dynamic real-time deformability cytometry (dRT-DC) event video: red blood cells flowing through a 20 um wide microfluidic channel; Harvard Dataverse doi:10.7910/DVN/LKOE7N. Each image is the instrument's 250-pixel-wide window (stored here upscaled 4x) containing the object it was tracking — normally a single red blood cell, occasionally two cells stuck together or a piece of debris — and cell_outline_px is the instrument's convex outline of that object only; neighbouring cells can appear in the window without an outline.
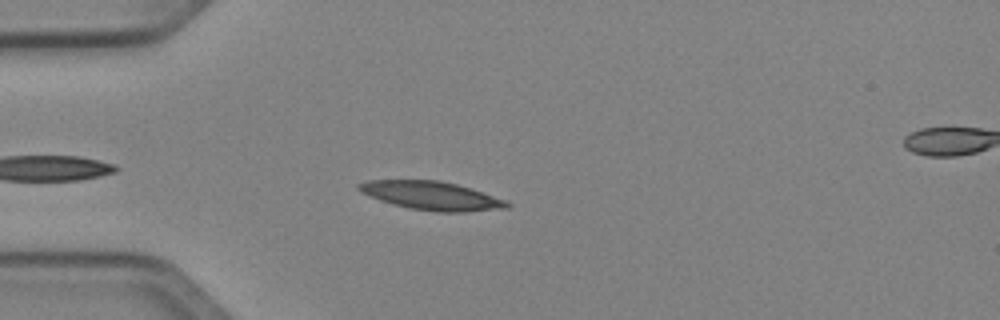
{"species": "Egyptian fruit bat (a non-hibernating species)", "species_latin": "Rousettus aegyptiacus", "temperature_condition": "cold", "stored_images_in_passage": 38, "camera_frame_rate_fps": 3000, "um_per_image_px": 0.085, "animal": {"sex": "female"}, "frame": {"image": 1, "passage_image": 4, "time_ms": 1.0, "image_size_px": [1000, 320], "cell_outline_px": [[512, 204], [508, 208], [464, 212], [436, 212], [412, 208], [380, 200], [360, 192], [356, 188], [356, 184], [368, 180], [440, 180], [456, 184], [504, 200]], "centroid_in_image_um": [36.64, 16.63], "position_along_channel_um": 48.4, "area_um2": 24.28}}
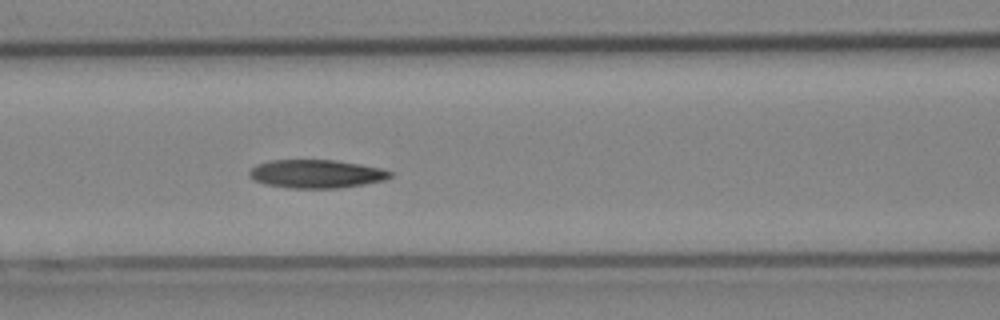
{"frame": {"image": 2, "passage_image": 12, "time_ms": 3.667, "image_size_px": [1000, 320], "cell_outline_px": [[392, 176], [384, 180], [364, 184], [340, 188], [288, 188], [264, 184], [252, 180], [248, 176], [248, 172], [256, 164], [272, 160], [332, 160], [380, 168], [392, 172]], "centroid_in_image_um": [26.82, 14.79], "position_along_channel_um": 139.8, "area_um2": 23.24}}
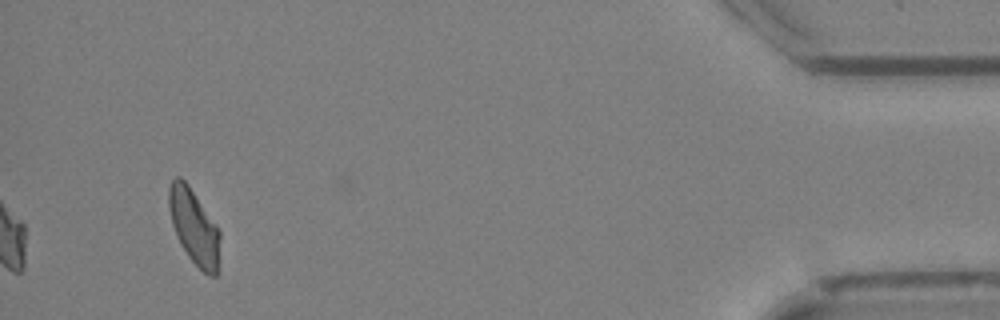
{"frame": {"image": 3, "passage_image": 38, "time_ms": 12.333, "image_size_px": [1000, 320], "cell_outline_px": [[220, 272], [216, 276], [208, 276], [188, 256], [180, 244], [176, 236], [172, 224], [168, 208], [168, 188], [172, 180], [176, 176], [180, 176], [188, 184], [216, 224], [220, 232]], "centroid_in_image_um": [16.52, 19.31], "position_along_channel_um": 418.7, "area_um2": 22.77}, "authors_computed_cell_mechanics": {"area_um2": 23.1778, "velocity_mm_per_s": 4.0378, "shape_relaxation_time_tau1_ms": 7.0717, "shape_relaxation_time_tau2_ms": 3.7428, "deformation_change_tau1": 0.1375, "deformation_change_tau2": 0.1079}}